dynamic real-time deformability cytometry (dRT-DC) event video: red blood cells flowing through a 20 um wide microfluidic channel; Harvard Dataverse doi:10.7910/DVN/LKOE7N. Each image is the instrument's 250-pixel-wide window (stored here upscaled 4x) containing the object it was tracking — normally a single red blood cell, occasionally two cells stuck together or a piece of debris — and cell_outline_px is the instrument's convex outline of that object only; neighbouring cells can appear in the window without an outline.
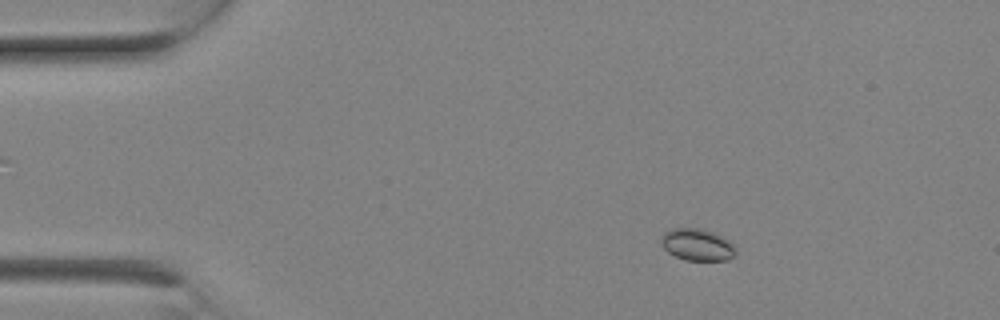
{"species": "Egyptian fruit bat (a non-hibernating species)", "species_latin": "Rousettus aegyptiacus", "temperature_condition": "room temperature", "stored_images_in_passage": 6, "camera_frame_rate_fps": 3000, "um_per_image_px": 0.085, "animal": {"sex": "female"}, "frame": {"image": 1, "passage_image": 3, "time_ms": 0.667, "image_size_px": [1000, 320], "cell_outline_px": [[736, 252], [728, 260], [684, 260], [668, 252], [664, 248], [660, 240], [664, 232], [672, 228], [700, 228], [716, 232], [728, 240], [736, 248]], "centroid_in_image_um": [59.26, 20.78], "position_along_channel_um": 25.7, "area_um2": 13.93}}
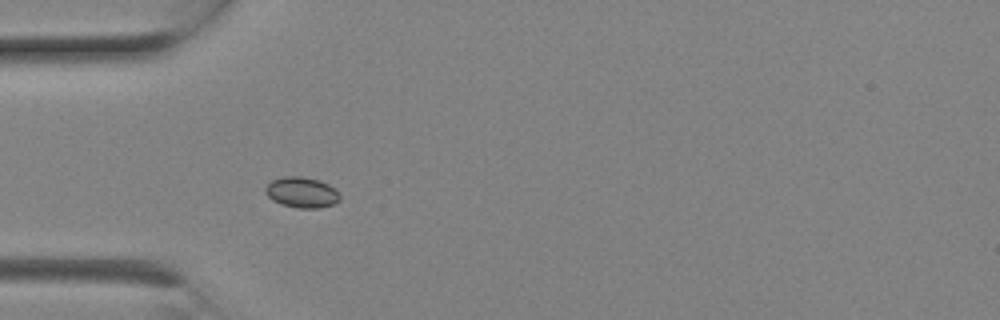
{"frame": {"image": 2, "passage_image": 6, "time_ms": 1.667, "image_size_px": [1000, 320], "cell_outline_px": [[340, 200], [332, 204], [320, 208], [300, 208], [284, 204], [272, 200], [264, 192], [264, 188], [272, 180], [284, 176], [300, 176], [320, 180], [328, 184], [340, 196]], "centroid_in_image_um": [25.62, 16.34], "position_along_channel_um": 59.4, "area_um2": 13.12}}